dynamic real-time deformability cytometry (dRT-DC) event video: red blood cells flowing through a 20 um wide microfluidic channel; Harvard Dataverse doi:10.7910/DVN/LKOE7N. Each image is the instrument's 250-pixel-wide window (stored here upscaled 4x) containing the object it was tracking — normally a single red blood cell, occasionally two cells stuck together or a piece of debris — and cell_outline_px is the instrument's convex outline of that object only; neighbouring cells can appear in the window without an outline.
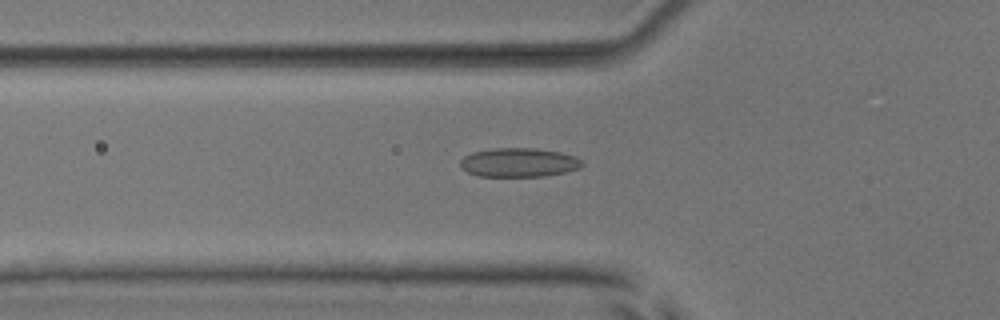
{"species": "common noctule bat (a hibernating species)", "species_latin": "Nyctalus noctula", "temperature_condition": "room temperature", "stored_images_in_passage": 51, "camera_frame_rate_fps": 3000, "um_per_image_px": 0.085, "animal": {"sex": "male", "body_mass_g": 17.9, "forearm_length_mm": 54.2}, "frame": {"image": 1, "passage_image": 18, "time_ms": 5.667, "image_size_px": [1000, 320], "cell_outline_px": [[584, 164], [580, 168], [564, 172], [544, 176], [480, 176], [468, 172], [460, 168], [460, 160], [464, 156], [472, 152], [492, 148], [536, 148], [560, 152], [576, 156], [584, 160]], "centroid_in_image_um": [44.12, 13.8], "position_along_channel_um": 81.7, "area_um2": 20.75}}
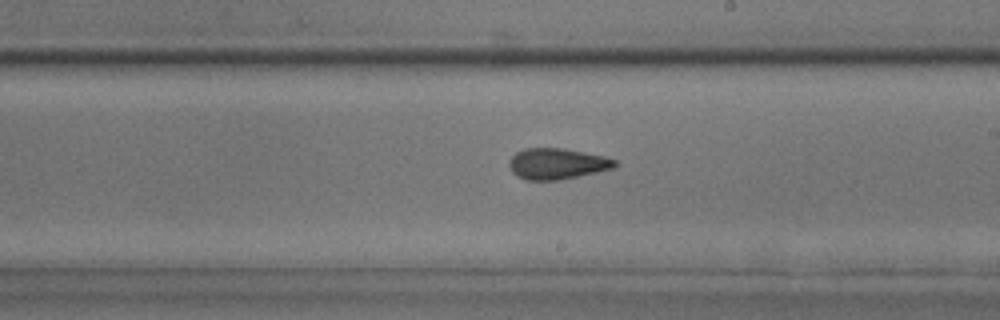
{"frame": {"image": 2, "passage_image": 30, "time_ms": 9.667, "image_size_px": [1000, 320], "cell_outline_px": [[616, 164], [612, 168], [596, 172], [560, 180], [524, 180], [516, 176], [512, 172], [508, 164], [508, 160], [516, 152], [524, 148], [564, 148], [604, 156], [616, 160]], "centroid_in_image_um": [47.29, 13.92], "position_along_channel_um": 241.7, "area_um2": 19.13}}
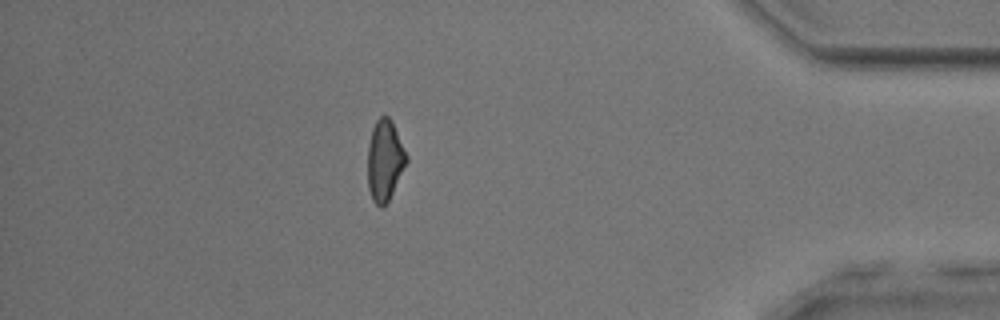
{"frame": {"image": 3, "passage_image": 45, "time_ms": 14.667, "image_size_px": [1000, 320], "cell_outline_px": [[408, 160], [388, 200], [380, 208], [372, 200], [368, 188], [368, 144], [372, 128], [376, 120], [380, 116], [388, 116], [392, 120], [408, 156]], "centroid_in_image_um": [32.7, 13.6], "position_along_channel_um": 402.5, "area_um2": 18.21}, "authors_computed_cell_mechanics": {"area_um2": 19.4208, "velocity_mm_per_s": 4.0037, "shape_relaxation_time_tau1_ms": 4.5971, "shape_relaxation_time_tau2_ms": 2.3633, "deformation_change_tau1": 0.1144, "deformation_change_tau2": 0.0929}}